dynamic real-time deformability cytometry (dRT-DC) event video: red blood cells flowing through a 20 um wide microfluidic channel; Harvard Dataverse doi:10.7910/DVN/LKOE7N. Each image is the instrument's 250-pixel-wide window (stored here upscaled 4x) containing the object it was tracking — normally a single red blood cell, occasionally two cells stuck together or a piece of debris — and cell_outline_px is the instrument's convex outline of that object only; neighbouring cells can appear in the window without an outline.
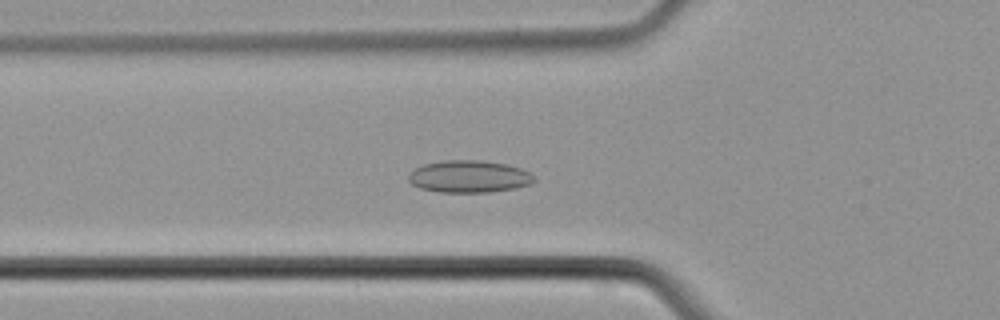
{"species": "common noctule bat (a hibernating species)", "species_latin": "Nyctalus noctula", "temperature_condition": "cold", "stored_images_in_passage": 39, "camera_frame_rate_fps": 3000, "um_per_image_px": 0.085, "animal": {"sex": "male", "body_mass_g": 21.5, "forearm_length_mm": 52.0}, "frame": {"image": 1, "passage_image": 10, "time_ms": 3.0, "image_size_px": [1000, 320], "cell_outline_px": [[536, 180], [532, 184], [516, 188], [488, 192], [440, 192], [420, 188], [412, 184], [408, 180], [408, 176], [416, 168], [424, 164], [444, 160], [480, 160], [508, 164], [520, 168], [536, 176]], "centroid_in_image_um": [39.91, 15.0], "position_along_channel_um": 85.9, "area_um2": 23.64}}
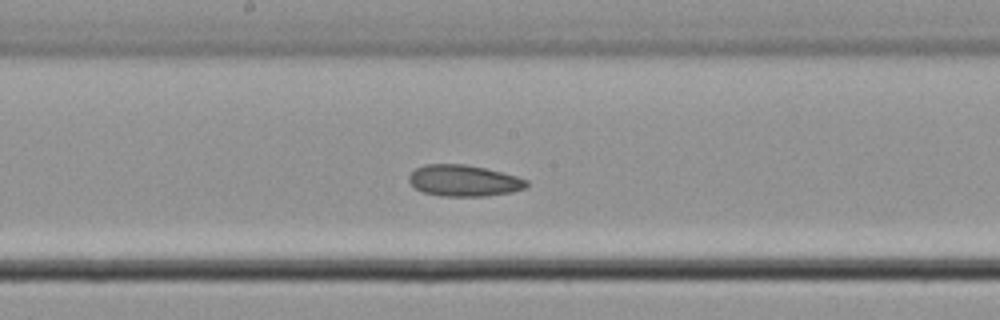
{"frame": {"image": 2, "passage_image": 19, "time_ms": 6.0, "image_size_px": [1000, 320], "cell_outline_px": [[528, 188], [512, 192], [484, 196], [440, 196], [424, 192], [416, 188], [408, 180], [408, 176], [416, 168], [424, 164], [464, 164], [484, 168], [516, 176], [528, 180]], "centroid_in_image_um": [39.44, 15.36], "position_along_channel_um": 208.8, "area_um2": 21.44}}
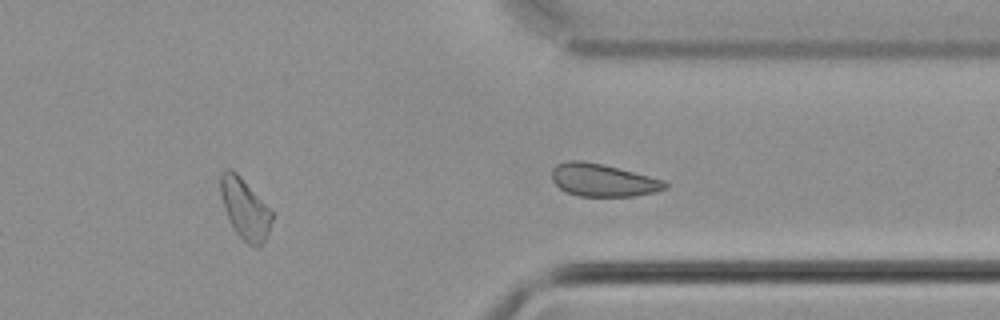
{"frame": {"image": 3, "passage_image": 30, "time_ms": 9.667, "image_size_px": [1000, 320], "cell_outline_px": [[276, 212], [268, 232], [260, 248], [256, 248], [248, 244], [236, 232], [224, 208], [220, 192], [220, 176], [224, 168], [232, 168]], "centroid_in_image_um": [20.86, 17.72], "position_along_channel_um": 390.5, "area_um2": 18.5}}